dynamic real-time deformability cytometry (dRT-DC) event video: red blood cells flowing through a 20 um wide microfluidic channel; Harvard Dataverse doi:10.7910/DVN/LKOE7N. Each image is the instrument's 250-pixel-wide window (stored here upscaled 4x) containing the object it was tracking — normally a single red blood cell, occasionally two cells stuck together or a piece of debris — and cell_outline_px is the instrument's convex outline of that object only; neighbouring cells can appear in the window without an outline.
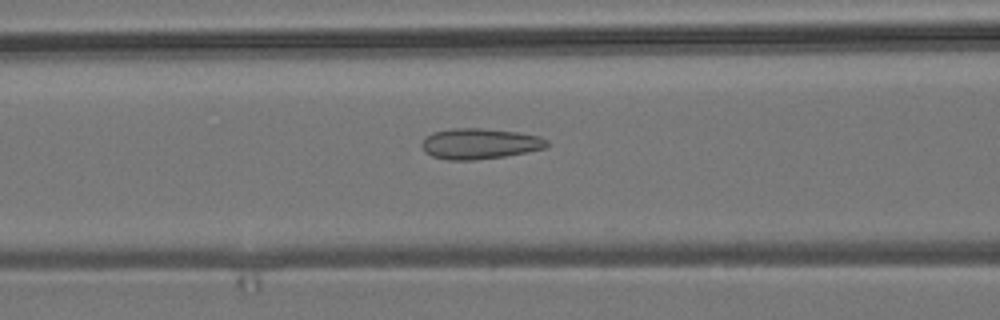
{"species": "common noctule bat (a hibernating species)", "species_latin": "Nyctalus noctula", "temperature_condition": "room temperature", "stored_images_in_passage": 53, "camera_frame_rate_fps": 3000, "um_per_image_px": 0.085, "animal": {"sex": "male", "body_mass_g": 19.2, "forearm_length_mm": 51.8}, "frame": {"image": 1, "passage_image": 21, "time_ms": 6.667, "image_size_px": [1000, 320], "cell_outline_px": [[548, 144], [544, 148], [504, 156], [472, 160], [448, 160], [432, 156], [424, 152], [420, 144], [424, 136], [432, 132], [452, 128], [484, 128], [516, 132], [540, 136], [548, 140]], "centroid_in_image_um": [40.7, 12.2], "position_along_channel_um": 125.9, "area_um2": 22.43}}
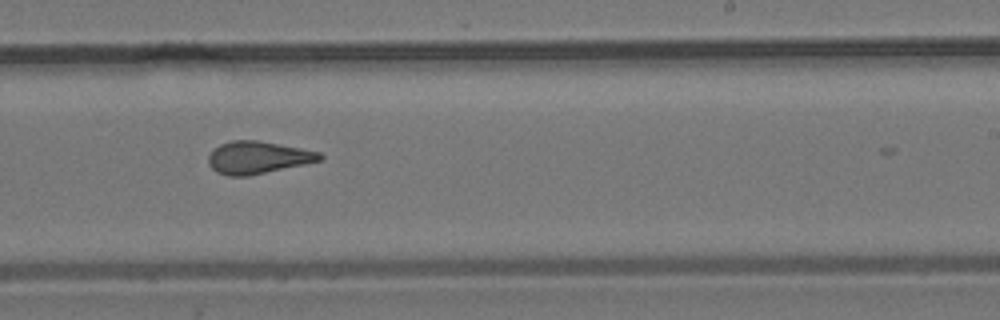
{"frame": {"image": 2, "passage_image": 32, "time_ms": 10.333, "image_size_px": [1000, 320], "cell_outline_px": [[324, 160], [248, 176], [228, 176], [216, 172], [208, 164], [208, 156], [220, 144], [232, 140], [256, 140], [300, 148], [320, 152], [324, 156]], "centroid_in_image_um": [21.93, 13.4], "position_along_channel_um": 267.1, "area_um2": 20.98}}
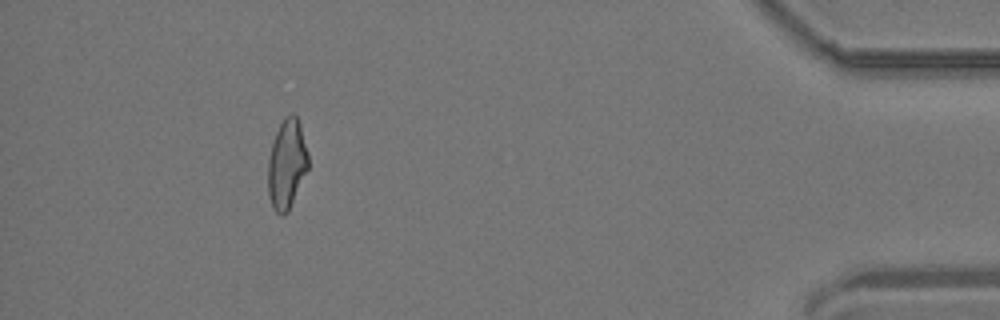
{"frame": {"image": 3, "passage_image": 48, "time_ms": 15.667, "image_size_px": [1000, 320], "cell_outline_px": [[308, 168], [288, 212], [284, 216], [280, 216], [272, 208], [268, 196], [268, 160], [272, 144], [276, 132], [284, 116], [292, 112], [296, 116], [300, 124], [308, 152]], "centroid_in_image_um": [24.37, 13.97], "position_along_channel_um": 410.8, "area_um2": 21.1}, "authors_computed_cell_mechanics": {"area_um2": 21.5016, "velocity_mm_per_s": 3.8583, "shape_relaxation_time_tau1_ms": null, "shape_relaxation_time_tau2_ms": 1.6097, "deformation_change_tau1": null, "deformation_change_tau2": 0.1119}}